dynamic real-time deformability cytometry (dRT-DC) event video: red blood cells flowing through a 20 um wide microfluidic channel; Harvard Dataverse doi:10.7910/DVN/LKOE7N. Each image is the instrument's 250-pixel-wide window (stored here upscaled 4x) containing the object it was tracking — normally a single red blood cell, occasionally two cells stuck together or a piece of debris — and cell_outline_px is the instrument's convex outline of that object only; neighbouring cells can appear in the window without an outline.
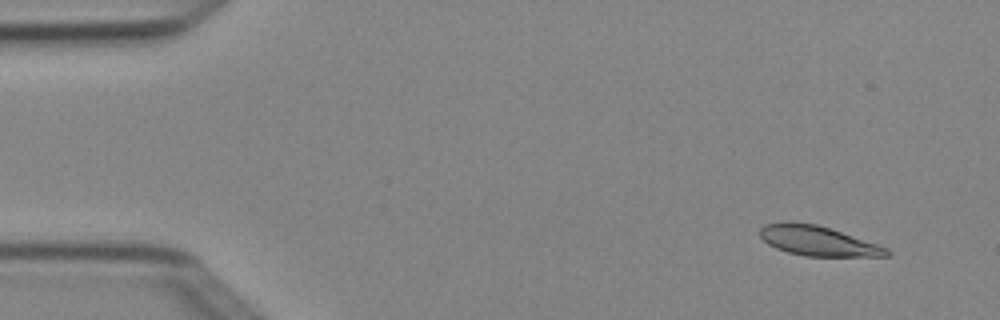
{"species": "Egyptian fruit bat (a non-hibernating species)", "species_latin": "Rousettus aegyptiacus", "temperature_condition": "cold", "stored_images_in_passage": 3, "camera_frame_rate_fps": 3000, "um_per_image_px": 0.085, "animal": {"sex": "female"}, "frame": {"image": 1, "passage_image": 1, "time_ms": 0.0, "image_size_px": [1000, 320], "cell_outline_px": [[892, 252], [888, 256], [804, 256], [788, 252], [776, 248], [768, 244], [760, 236], [760, 228], [764, 224], [780, 220], [792, 220], [816, 224], [888, 248]], "centroid_in_image_um": [69.44, 20.45], "position_along_channel_um": 15.6, "area_um2": 22.08}}
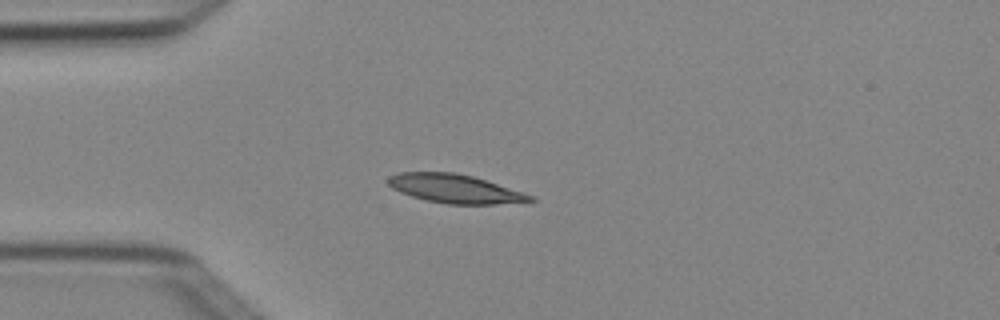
{"frame": {"image": 2, "passage_image": 3, "time_ms": 0.667, "image_size_px": [1000, 320], "cell_outline_px": [[536, 200], [496, 204], [448, 204], [428, 200], [412, 196], [400, 192], [392, 188], [388, 184], [388, 176], [400, 172], [456, 172], [472, 176], [524, 192], [532, 196]], "centroid_in_image_um": [38.64, 16.03], "position_along_channel_um": 46.4, "area_um2": 23.52}}